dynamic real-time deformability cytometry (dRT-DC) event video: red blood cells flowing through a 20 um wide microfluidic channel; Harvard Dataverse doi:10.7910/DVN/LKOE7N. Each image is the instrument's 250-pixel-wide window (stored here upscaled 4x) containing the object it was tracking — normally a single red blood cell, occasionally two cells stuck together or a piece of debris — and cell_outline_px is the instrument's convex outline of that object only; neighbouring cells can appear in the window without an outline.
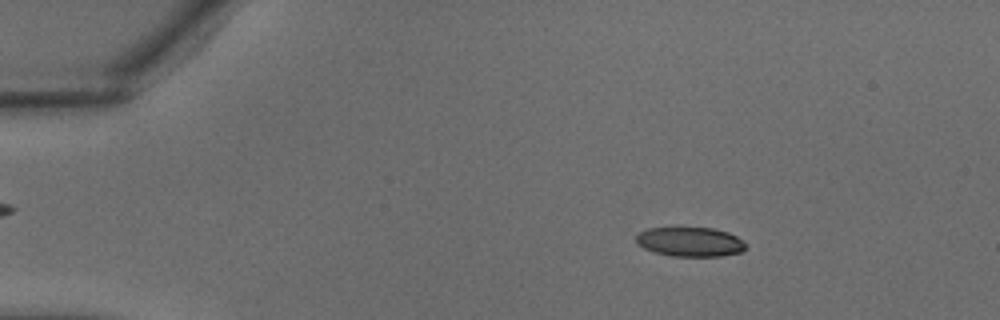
{"species": "common noctule bat (a hibernating species)", "species_latin": "Nyctalus noctula", "temperature_condition": "warm", "stored_images_in_passage": 36, "camera_frame_rate_fps": 3000, "um_per_image_px": 0.085, "animal": {"sex": "male", "body_mass_g": 18.8}, "frame": {"image": 1, "passage_image": 6, "time_ms": 1.667, "image_size_px": [1000, 320], "cell_outline_px": [[748, 244], [740, 252], [720, 256], [672, 256], [656, 252], [644, 248], [636, 244], [636, 236], [640, 232], [648, 228], [672, 224], [676, 224], [712, 228], [728, 232], [736, 236]], "centroid_in_image_um": [58.61, 20.49], "position_along_channel_um": 26.4, "area_um2": 19.65}}
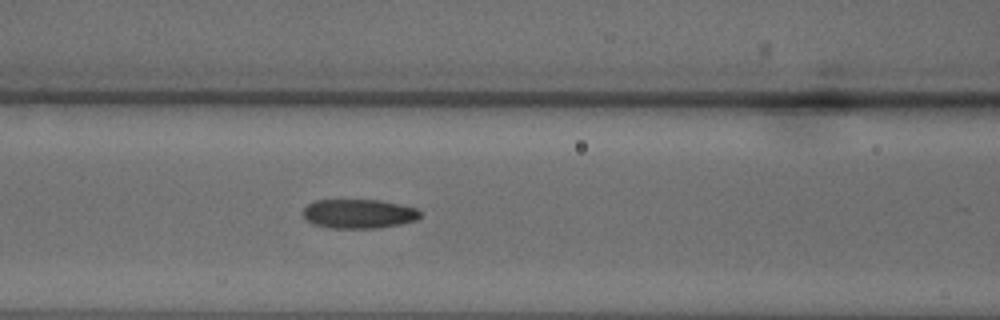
{"frame": {"image": 2, "passage_image": 16, "time_ms": 5.0, "image_size_px": [1000, 320], "cell_outline_px": [[420, 216], [416, 220], [400, 224], [380, 228], [328, 228], [312, 224], [304, 216], [304, 208], [308, 204], [316, 200], [380, 200], [400, 204], [416, 208], [420, 212]], "centroid_in_image_um": [30.5, 18.17], "position_along_channel_um": 136.1, "area_um2": 19.94}}
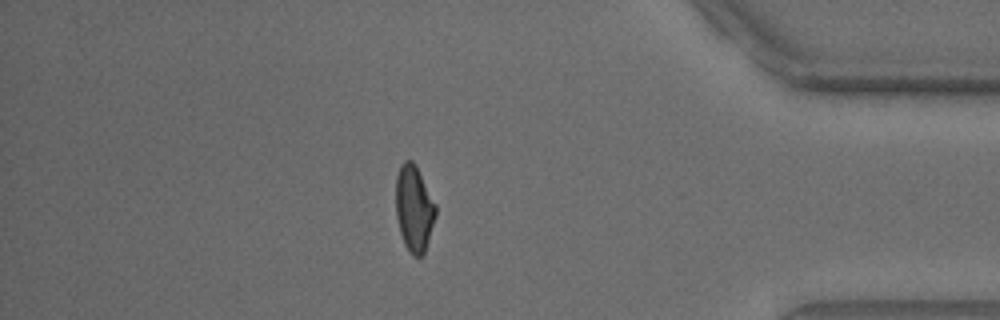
{"frame": {"image": 3, "passage_image": 32, "time_ms": 10.333, "image_size_px": [1000, 320], "cell_outline_px": [[436, 216], [424, 252], [420, 256], [412, 256], [404, 244], [400, 232], [396, 216], [396, 176], [400, 164], [404, 160], [412, 160], [416, 164], [436, 204]], "centroid_in_image_um": [35.19, 17.68], "position_along_channel_um": 400.0, "area_um2": 20.11}}